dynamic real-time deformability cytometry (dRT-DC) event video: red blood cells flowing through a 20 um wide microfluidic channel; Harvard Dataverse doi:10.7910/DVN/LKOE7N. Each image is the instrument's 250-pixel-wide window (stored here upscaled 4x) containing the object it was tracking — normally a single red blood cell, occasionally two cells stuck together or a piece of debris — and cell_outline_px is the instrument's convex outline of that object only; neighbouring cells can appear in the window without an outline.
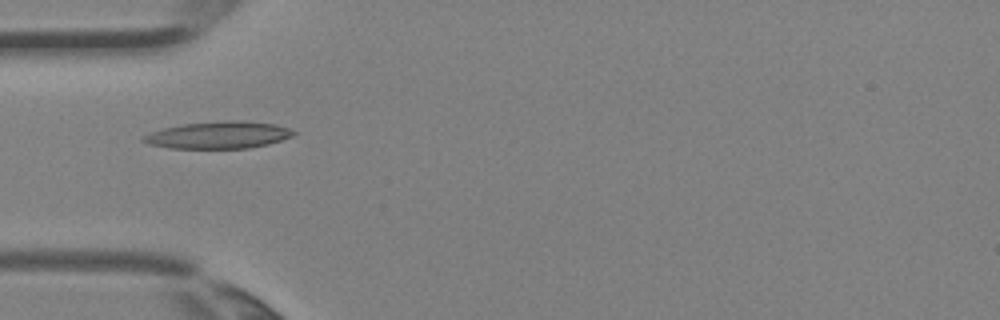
{"species": "Egyptian fruit bat (a non-hibernating species)", "species_latin": "Rousettus aegyptiacus", "temperature_condition": "room temperature", "stored_images_in_passage": 4, "camera_frame_rate_fps": 3000, "um_per_image_px": 0.085, "animal": {"sex": "female"}, "frame": {"image": 1, "passage_image": 4, "time_ms": 1.0, "image_size_px": [1000, 320], "cell_outline_px": [[296, 132], [292, 136], [268, 144], [248, 148], [168, 148], [148, 144], [140, 140], [140, 136], [164, 128], [180, 124], [224, 120], [244, 120], [276, 124], [288, 128]], "centroid_in_image_um": [18.53, 11.47], "position_along_channel_um": 66.5, "area_um2": 23.87}}